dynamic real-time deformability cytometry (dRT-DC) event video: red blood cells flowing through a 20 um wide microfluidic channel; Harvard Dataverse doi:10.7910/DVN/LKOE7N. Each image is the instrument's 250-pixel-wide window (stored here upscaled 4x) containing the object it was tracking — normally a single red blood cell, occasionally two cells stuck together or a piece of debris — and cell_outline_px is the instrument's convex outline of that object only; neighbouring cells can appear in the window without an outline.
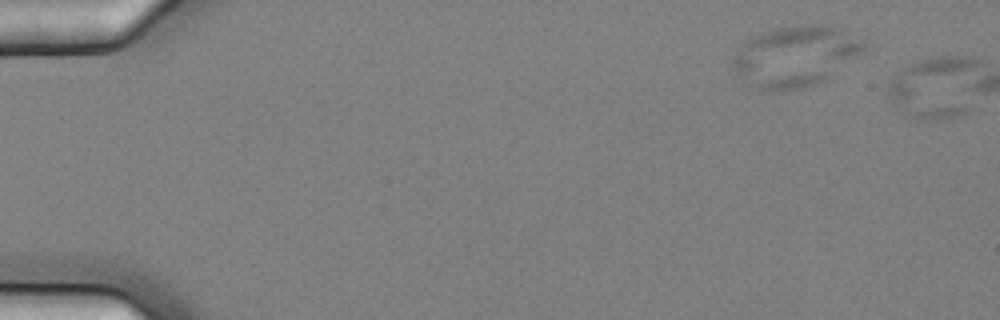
{"species": "common noctule bat (a hibernating species)", "species_latin": "Nyctalus noctula", "temperature_condition": "cold", "stored_images_in_passage": 3, "segment_of_instrument_passage": [1, 2], "camera_frame_rate_fps": 3000, "um_per_image_px": 0.085, "animal": {"sex": "female", "body_mass_g": 25.1}, "frame": {"image": 1, "passage_image": 2, "time_ms": 0.333, "image_size_px": [1000, 320], "cell_outline_px": [[868, 44], [864, 52], [824, 80], [816, 84], [800, 88], [760, 92], [748, 84], [732, 68], [732, 60], [744, 44], [752, 36], [776, 28], [800, 24], [812, 24], [844, 28], [864, 40]], "centroid_in_image_um": [67.65, 4.77], "position_along_channel_um": 17.4, "area_um2": 46.47}}